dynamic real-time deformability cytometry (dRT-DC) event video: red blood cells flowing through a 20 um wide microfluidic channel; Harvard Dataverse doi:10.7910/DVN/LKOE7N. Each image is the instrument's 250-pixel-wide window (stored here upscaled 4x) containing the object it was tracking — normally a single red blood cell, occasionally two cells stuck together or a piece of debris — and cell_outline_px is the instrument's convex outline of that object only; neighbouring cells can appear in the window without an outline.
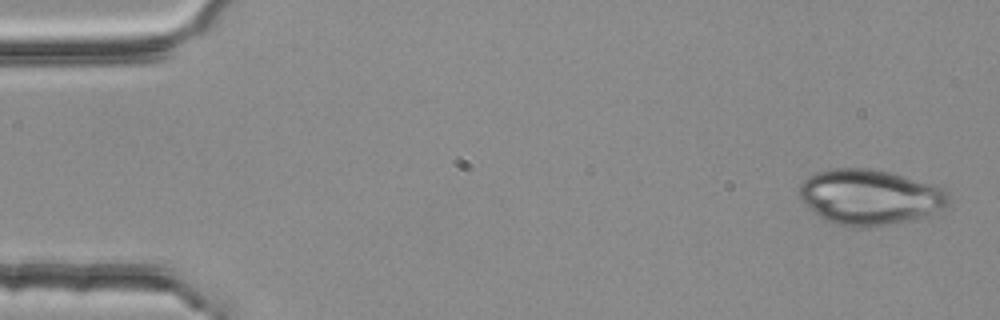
{"species": "common noctule bat (a hibernating species)", "species_latin": "Nyctalus noctula", "temperature_condition": "room temperature", "stored_images_in_passage": 4, "camera_frame_rate_fps": 3000, "um_per_image_px": 0.085, "animal": {"sex": "female", "body_mass_g": 25.1}, "frame": {"image": 1, "passage_image": 1, "time_ms": 0.0, "image_size_px": [1000, 320], "cell_outline_px": [[952, 192], [948, 204], [944, 208], [932, 216], [916, 220], [876, 228], [860, 228], [836, 224], [824, 220], [804, 204], [800, 200], [800, 184], [808, 176], [816, 172], [832, 168], [864, 168], [888, 172], [936, 184]], "centroid_in_image_um": [74.01, 16.78], "position_along_channel_um": 11.0, "area_um2": 49.36}}